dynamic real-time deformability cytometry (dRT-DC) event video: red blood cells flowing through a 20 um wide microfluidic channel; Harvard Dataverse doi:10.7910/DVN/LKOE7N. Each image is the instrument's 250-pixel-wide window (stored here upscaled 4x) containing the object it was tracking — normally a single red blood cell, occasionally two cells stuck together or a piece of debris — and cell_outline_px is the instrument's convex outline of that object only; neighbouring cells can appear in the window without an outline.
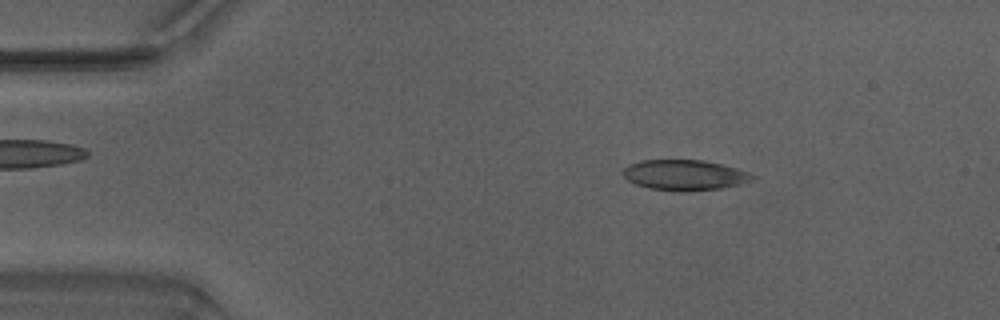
{"species": "Egyptian fruit bat (a non-hibernating species)", "species_latin": "Rousettus aegyptiacus", "temperature_condition": "warm", "stored_images_in_passage": 46, "camera_frame_rate_fps": 3000, "um_per_image_px": 0.085, "animal": {"sex": "male"}, "frame": {"image": 1, "passage_image": 6, "time_ms": 1.667, "image_size_px": [1000, 320], "cell_outline_px": [[756, 176], [752, 180], [740, 184], [720, 188], [684, 192], [680, 192], [648, 188], [636, 184], [628, 180], [624, 176], [624, 168], [628, 164], [640, 160], [704, 160], [736, 168], [748, 172]], "centroid_in_image_um": [58.18, 14.88], "position_along_channel_um": 26.8, "area_um2": 22.95}}
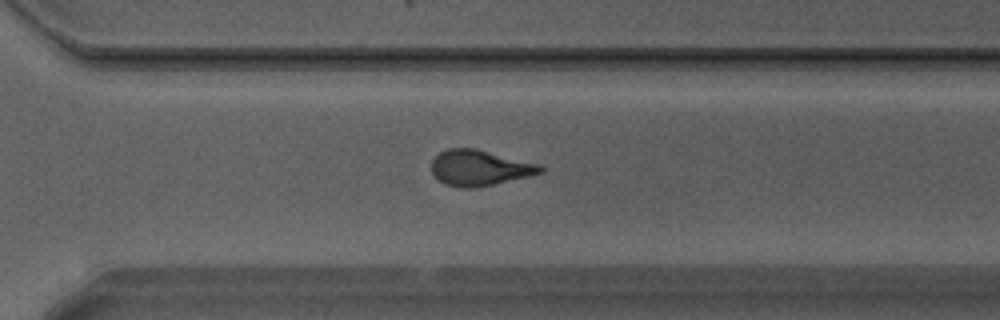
{"frame": {"image": 2, "passage_image": 32, "time_ms": 10.333, "image_size_px": [1000, 320], "cell_outline_px": [[544, 172], [532, 176], [472, 188], [460, 188], [444, 184], [432, 172], [432, 160], [440, 152], [448, 148], [476, 148], [540, 164], [544, 168]], "centroid_in_image_um": [40.8, 14.26], "position_along_channel_um": 329.8, "area_um2": 22.66}}
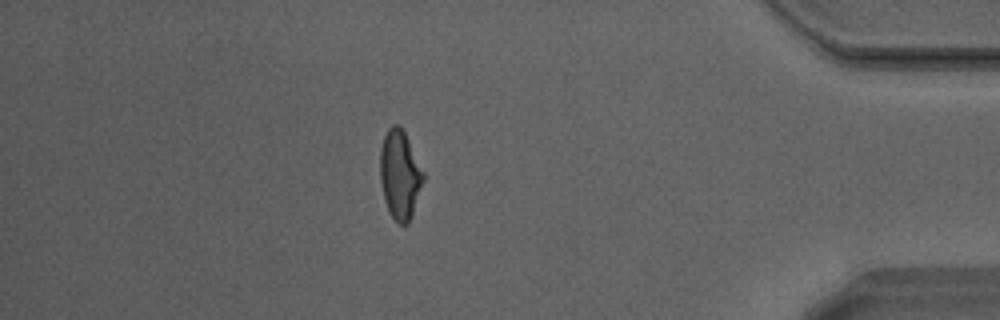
{"frame": {"image": 3, "passage_image": 40, "time_ms": 13.0, "image_size_px": [1000, 320], "cell_outline_px": [[424, 180], [412, 216], [408, 224], [400, 224], [388, 212], [384, 200], [380, 180], [380, 148], [384, 136], [388, 128], [392, 124], [396, 124], [404, 132], [424, 172]], "centroid_in_image_um": [33.98, 14.87], "position_along_channel_um": 401.2, "area_um2": 22.31}, "authors_computed_cell_mechanics": {"area_um2": 22.831, "velocity_mm_per_s": 4.245, "shape_relaxation_time_tau1_ms": null, "shape_relaxation_time_tau2_ms": 1.671, "deformation_change_tau1": null, "deformation_change_tau2": 0.0972}}